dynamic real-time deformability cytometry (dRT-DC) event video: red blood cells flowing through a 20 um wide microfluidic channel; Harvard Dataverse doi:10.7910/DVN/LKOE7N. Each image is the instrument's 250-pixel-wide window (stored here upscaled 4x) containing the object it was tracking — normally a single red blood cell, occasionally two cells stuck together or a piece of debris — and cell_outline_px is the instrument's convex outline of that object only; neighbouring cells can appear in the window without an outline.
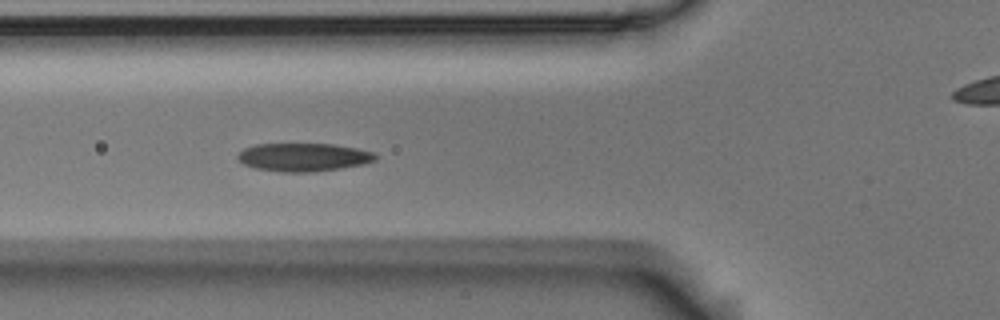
{"species": "Egyptian fruit bat (a non-hibernating species)", "species_latin": "Rousettus aegyptiacus", "temperature_condition": "room temperature", "stored_images_in_passage": 10, "camera_frame_rate_fps": 3000, "um_per_image_px": 0.085, "animal": {"sex": "male"}, "frame": {"image": 1, "passage_image": 4, "time_ms": 1.0, "image_size_px": [1000, 320], "cell_outline_px": [[376, 160], [364, 164], [340, 168], [312, 172], [280, 172], [256, 168], [244, 164], [236, 156], [244, 148], [256, 144], [332, 144], [356, 148], [376, 152]], "centroid_in_image_um": [25.82, 13.36], "position_along_channel_um": 100.0, "area_um2": 22.6}}